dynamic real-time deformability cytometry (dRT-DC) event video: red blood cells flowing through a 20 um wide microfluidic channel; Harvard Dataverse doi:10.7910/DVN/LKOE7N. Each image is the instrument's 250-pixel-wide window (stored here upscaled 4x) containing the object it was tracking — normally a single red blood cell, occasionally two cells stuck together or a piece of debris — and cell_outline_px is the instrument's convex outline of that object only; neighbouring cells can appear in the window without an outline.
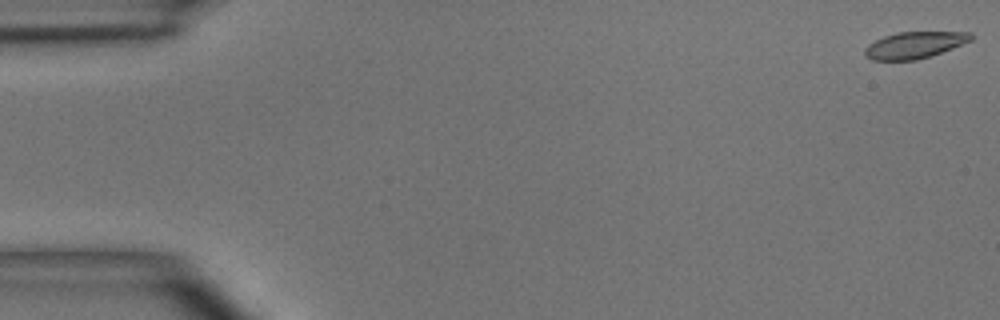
{"species": "common noctule bat (a hibernating species)", "species_latin": "Nyctalus noctula", "temperature_condition": "room temperature", "stored_images_in_passage": 5, "camera_frame_rate_fps": 3000, "um_per_image_px": 0.085, "animal": {"sex": "male", "body_mass_g": 15.6}, "frame": {"image": 1, "passage_image": 1, "time_ms": 0.0, "image_size_px": [1000, 320], "cell_outline_px": [[972, 40], [952, 48], [916, 60], [872, 60], [864, 56], [864, 48], [868, 44], [884, 36], [896, 32], [972, 32]], "centroid_in_image_um": [77.69, 3.82], "position_along_channel_um": 7.3, "area_um2": 16.36}}
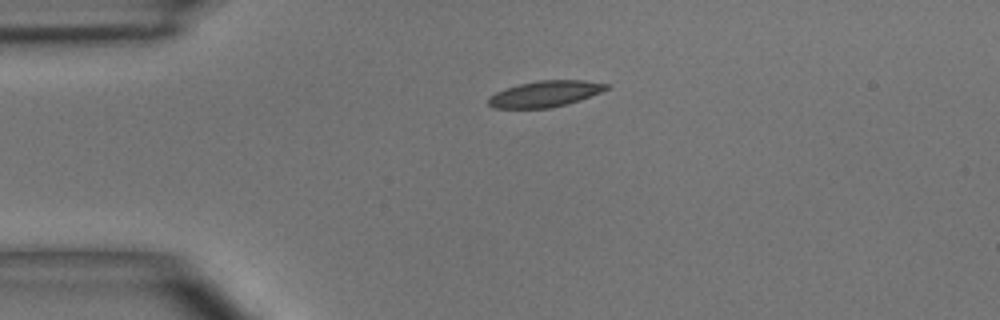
{"frame": {"image": 2, "passage_image": 4, "time_ms": 3.667, "image_size_px": [1000, 320], "cell_outline_px": [[608, 88], [600, 92], [580, 100], [548, 108], [492, 108], [488, 104], [488, 96], [496, 92], [520, 84], [540, 80], [584, 80], [608, 84]], "centroid_in_image_um": [46.3, 7.98], "position_along_channel_um": 38.7, "area_um2": 17.69}}